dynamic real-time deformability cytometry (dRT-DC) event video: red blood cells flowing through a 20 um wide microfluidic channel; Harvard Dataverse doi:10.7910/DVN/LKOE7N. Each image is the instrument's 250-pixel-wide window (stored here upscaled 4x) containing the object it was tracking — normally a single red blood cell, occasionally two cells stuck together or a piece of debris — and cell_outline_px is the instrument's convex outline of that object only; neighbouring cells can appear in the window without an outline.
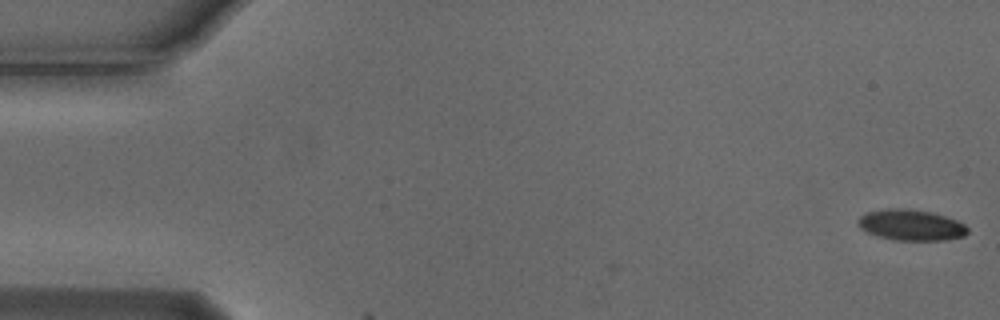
{"species": "Egyptian fruit bat (a non-hibernating species)", "species_latin": "Rousettus aegyptiacus", "temperature_condition": "cold", "stored_images_in_passage": 4, "camera_frame_rate_fps": 3000, "um_per_image_px": 0.085, "animal": {"sex": "male"}, "frame": {"image": 1, "passage_image": 1, "time_ms": 0.0, "image_size_px": [1000, 320], "cell_outline_px": [[968, 232], [964, 236], [944, 240], [896, 240], [880, 236], [868, 232], [860, 228], [856, 224], [856, 220], [860, 216], [868, 212], [888, 208], [908, 208], [932, 212], [956, 220], [964, 224], [968, 228]], "centroid_in_image_um": [77.43, 19.12], "position_along_channel_um": 7.6, "area_um2": 19.71}}